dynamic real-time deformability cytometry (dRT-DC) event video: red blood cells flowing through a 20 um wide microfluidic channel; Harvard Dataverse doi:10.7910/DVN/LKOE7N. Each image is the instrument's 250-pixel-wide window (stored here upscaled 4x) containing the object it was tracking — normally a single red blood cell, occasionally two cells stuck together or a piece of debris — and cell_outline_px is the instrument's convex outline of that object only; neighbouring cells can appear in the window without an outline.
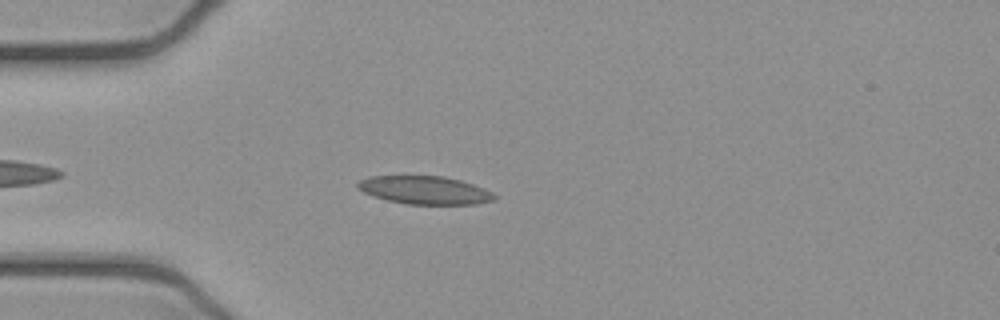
{"species": "common noctule bat (a hibernating species)", "species_latin": "Nyctalus noctula", "temperature_condition": "cold", "stored_images_in_passage": 40, "camera_frame_rate_fps": 3000, "um_per_image_px": 0.085, "animal": {"sex": "female", "body_mass_g": 21.9}, "frame": {"image": 1, "passage_image": 7, "time_ms": 2.0, "image_size_px": [1000, 320], "cell_outline_px": [[496, 200], [476, 204], [408, 204], [388, 200], [372, 196], [356, 188], [356, 184], [360, 180], [368, 176], [444, 176], [460, 180], [484, 188], [492, 192], [496, 196]], "centroid_in_image_um": [36.1, 16.16], "position_along_channel_um": 48.9, "area_um2": 22.43}}
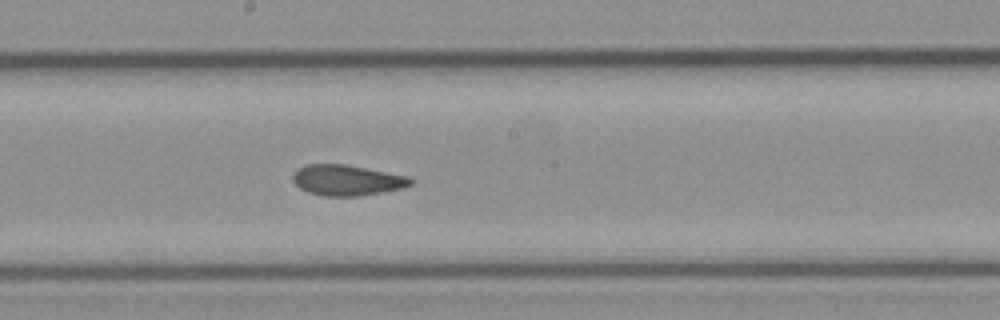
{"frame": {"image": 2, "passage_image": 21, "time_ms": 6.667, "image_size_px": [1000, 320], "cell_outline_px": [[416, 180], [412, 184], [404, 188], [360, 196], [324, 196], [308, 192], [300, 188], [292, 180], [292, 176], [304, 164], [344, 164], [408, 176]], "centroid_in_image_um": [29.52, 15.32], "position_along_channel_um": 218.7, "area_um2": 21.04}}
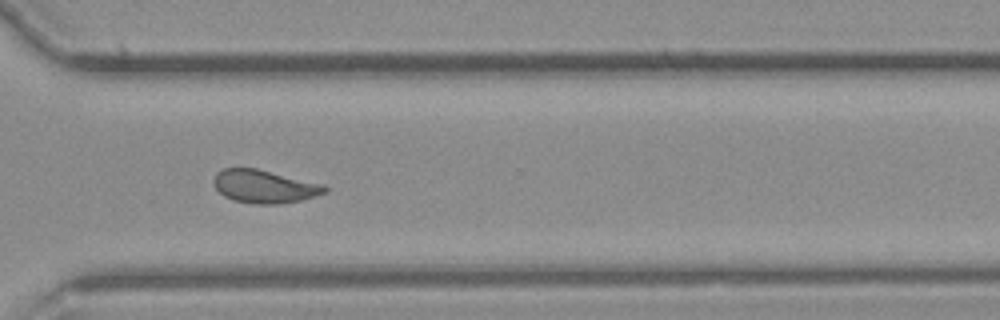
{"frame": {"image": 3, "passage_image": 31, "time_ms": 10.0, "image_size_px": [1000, 320], "cell_outline_px": [[328, 192], [300, 200], [276, 204], [256, 204], [232, 200], [224, 196], [216, 188], [212, 180], [216, 172], [224, 168], [256, 168], [324, 184], [328, 188]], "centroid_in_image_um": [22.46, 15.84], "position_along_channel_um": 348.1, "area_um2": 21.44}, "authors_computed_cell_mechanics": {"area_um2": 21.4149, "velocity_mm_per_s": 3.8983, "shape_relaxation_time_tau1_ms": null, "shape_relaxation_time_tau2_ms": 2.1325, "deformation_change_tau1": null, "deformation_change_tau2": 0.0805}}